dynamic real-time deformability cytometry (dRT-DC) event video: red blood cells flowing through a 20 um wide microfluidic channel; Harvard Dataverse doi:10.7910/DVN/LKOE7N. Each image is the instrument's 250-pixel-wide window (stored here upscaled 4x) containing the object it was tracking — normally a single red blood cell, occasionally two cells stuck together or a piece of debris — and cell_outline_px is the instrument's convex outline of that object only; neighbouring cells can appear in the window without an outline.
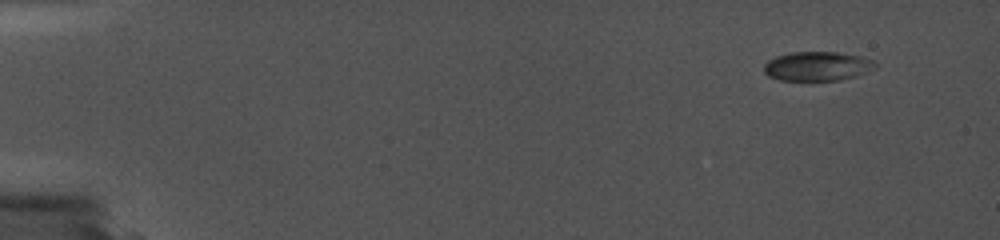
{"species": "common noctule bat (a hibernating species)", "species_latin": "Nyctalus noctula", "temperature_condition": "cold", "stored_images_in_passage": 4, "camera_frame_rate_fps": 5000, "um_per_image_px": 0.085, "animal": {"sex": "female", "body_mass_g": 19.0, "forearm_length_mm": 56.7}, "frame": {"image": 1, "passage_image": 4, "time_ms": 0.4, "image_size_px": [1000, 240], "cell_outline_px": [[852, 60], [832, 80], [784, 80], [772, 76], [764, 72], [764, 68], [772, 60], [780, 56], [792, 52], [836, 52], [852, 56]], "centroid_in_image_um": [68.68, 5.6], "position_along_channel_um": 16.3, "area_um2": 14.39}}